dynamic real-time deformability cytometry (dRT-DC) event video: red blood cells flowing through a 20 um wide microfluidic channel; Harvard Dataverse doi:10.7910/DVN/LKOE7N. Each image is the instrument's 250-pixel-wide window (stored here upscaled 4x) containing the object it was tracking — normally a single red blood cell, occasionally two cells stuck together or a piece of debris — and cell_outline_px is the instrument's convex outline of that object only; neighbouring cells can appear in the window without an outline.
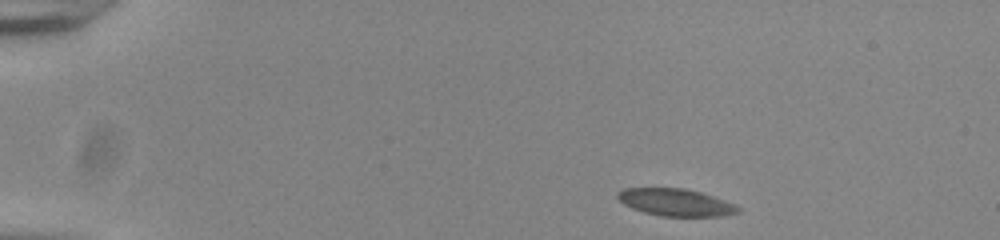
{"species": "common noctule bat (a hibernating species)", "species_latin": "Nyctalus noctula", "temperature_condition": "room temperature", "stored_images_in_passage": 46, "camera_frame_rate_fps": 3000, "um_per_image_px": 0.085, "animal": {"sex": "male", "body_mass_g": 20.0, "forearm_length_mm": 53.3}, "frame": {"image": 1, "passage_image": 1, "time_ms": 0.0, "image_size_px": [1000, 240], "cell_outline_px": [[740, 212], [724, 216], [660, 216], [644, 212], [632, 208], [624, 204], [616, 196], [616, 192], [624, 188], [684, 188], [700, 192], [736, 204], [740, 208]], "centroid_in_image_um": [57.43, 17.2], "position_along_channel_um": 27.6, "area_um2": 19.13}}
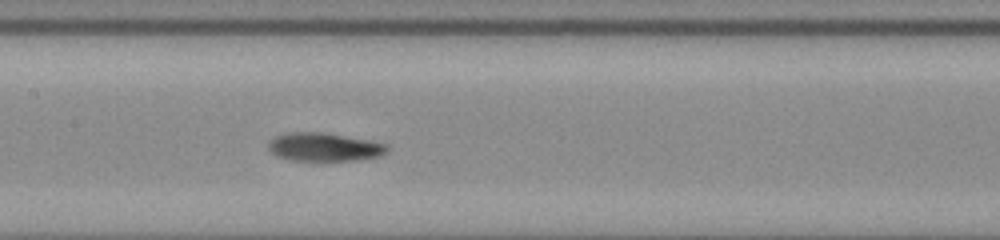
{"frame": {"image": 2, "passage_image": 20, "time_ms": 6.333, "image_size_px": [1000, 240], "cell_outline_px": [[388, 152], [380, 156], [356, 160], [292, 160], [276, 156], [268, 148], [268, 144], [276, 136], [284, 132], [324, 132], [372, 140], [388, 144]], "centroid_in_image_um": [27.6, 12.48], "position_along_channel_um": 179.8, "area_um2": 19.77}}
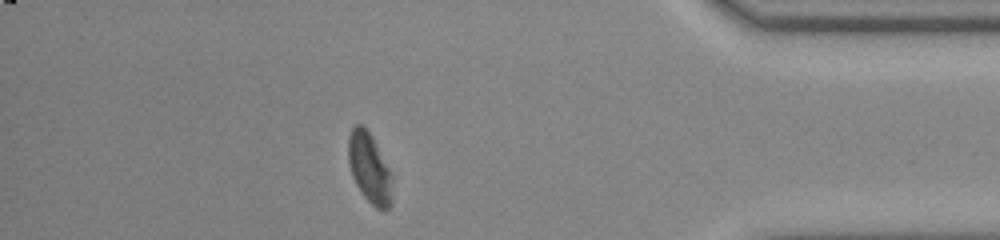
{"frame": {"image": 3, "passage_image": 40, "time_ms": 13.0, "image_size_px": [1000, 240], "cell_outline_px": [[392, 204], [388, 208], [376, 208], [364, 196], [356, 184], [352, 176], [348, 160], [348, 136], [352, 128], [356, 124], [360, 124], [372, 136], [392, 172]], "centroid_in_image_um": [31.42, 14.28], "position_along_channel_um": 403.8, "area_um2": 17.98}, "authors_computed_cell_mechanics": {"area_um2": 19.1896, "velocity_mm_per_s": 3.8354, "shape_relaxation_time_tau1_ms": 4.7238, "shape_relaxation_time_tau2_ms": 2.0401, "deformation_change_tau1": 0.1571, "deformation_change_tau2": 0.0747}}